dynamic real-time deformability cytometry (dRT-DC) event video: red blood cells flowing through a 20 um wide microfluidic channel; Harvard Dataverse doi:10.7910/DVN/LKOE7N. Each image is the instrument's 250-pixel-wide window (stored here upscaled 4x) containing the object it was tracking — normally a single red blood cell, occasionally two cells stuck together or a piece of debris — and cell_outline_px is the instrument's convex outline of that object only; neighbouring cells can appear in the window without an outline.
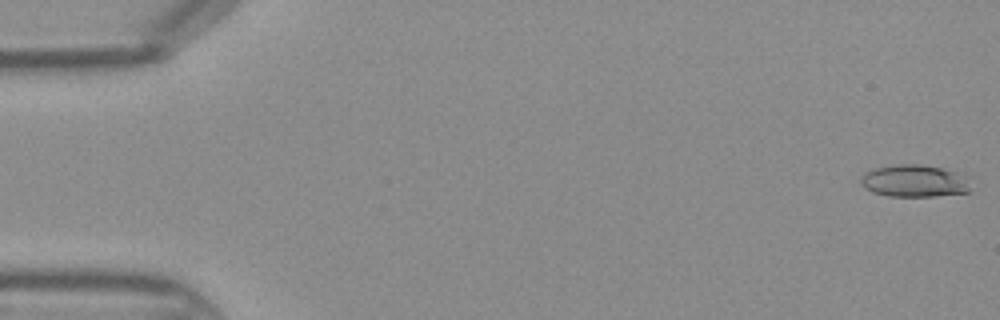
{"species": "Egyptian fruit bat (a non-hibernating species)", "species_latin": "Rousettus aegyptiacus", "temperature_condition": "warm", "stored_images_in_passage": 45, "camera_frame_rate_fps": 3000, "um_per_image_px": 0.085, "frame": {"image": 1, "passage_image": 1, "time_ms": 0.0, "image_size_px": [1000, 320], "cell_outline_px": [[968, 192], [936, 196], [888, 196], [872, 192], [864, 188], [860, 184], [860, 180], [868, 172], [876, 168], [900, 164], [920, 164], [940, 168], [952, 172], [968, 188]], "centroid_in_image_um": [77.56, 15.4], "position_along_channel_um": 7.4, "area_um2": 19.59}}
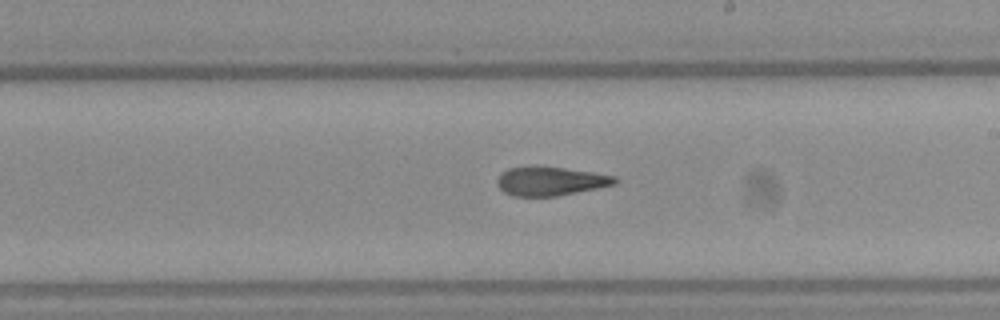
{"frame": {"image": 2, "passage_image": 26, "time_ms": 8.333, "image_size_px": [1000, 320], "cell_outline_px": [[620, 180], [616, 184], [556, 196], [512, 196], [504, 192], [496, 184], [496, 180], [500, 172], [508, 168], [564, 168], [592, 172], [616, 176]], "centroid_in_image_um": [46.79, 15.42], "position_along_channel_um": 242.2, "area_um2": 19.42}}
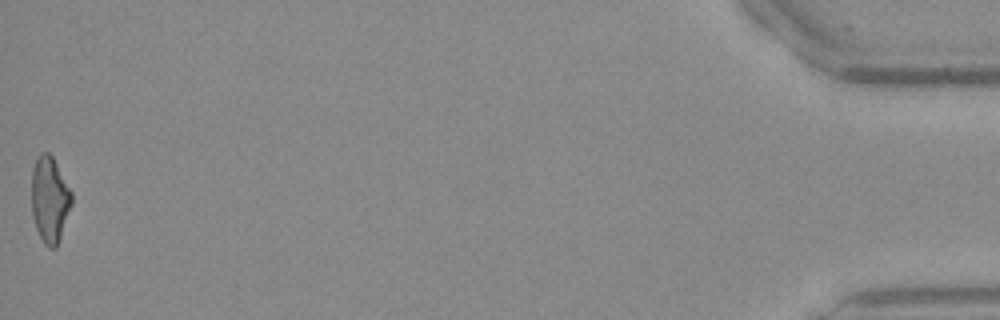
{"frame": {"image": 3, "passage_image": 45, "time_ms": 14.667, "image_size_px": [1000, 320], "cell_outline_px": [[72, 204], [56, 248], [48, 248], [44, 244], [36, 228], [32, 216], [32, 168], [40, 152], [48, 152], [52, 156], [72, 192]], "centroid_in_image_um": [4.22, 16.96], "position_along_channel_um": 431.0, "area_um2": 20.0}}